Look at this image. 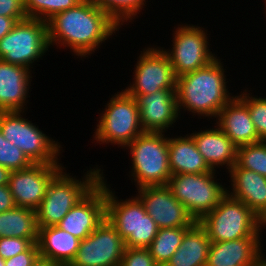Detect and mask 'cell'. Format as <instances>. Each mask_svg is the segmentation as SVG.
Here are the masks:
<instances>
[{"mask_svg": "<svg viewBox=\"0 0 266 266\" xmlns=\"http://www.w3.org/2000/svg\"><path fill=\"white\" fill-rule=\"evenodd\" d=\"M50 48L70 49L74 57L83 60L119 33L121 28L105 11L92 1L59 12L47 21ZM67 47V48H66ZM94 52V53H93Z\"/></svg>", "mask_w": 266, "mask_h": 266, "instance_id": "1", "label": "cell"}, {"mask_svg": "<svg viewBox=\"0 0 266 266\" xmlns=\"http://www.w3.org/2000/svg\"><path fill=\"white\" fill-rule=\"evenodd\" d=\"M219 58L217 56L206 66L177 77L179 112L187 110V113L199 116L198 119L202 116L203 119H214L222 107L236 95L228 90L226 69Z\"/></svg>", "mask_w": 266, "mask_h": 266, "instance_id": "2", "label": "cell"}, {"mask_svg": "<svg viewBox=\"0 0 266 266\" xmlns=\"http://www.w3.org/2000/svg\"><path fill=\"white\" fill-rule=\"evenodd\" d=\"M98 166L90 167L78 179L63 167L52 178L43 200L35 210L38 228L58 225L70 209L101 181L105 174L103 167L101 169Z\"/></svg>", "mask_w": 266, "mask_h": 266, "instance_id": "3", "label": "cell"}, {"mask_svg": "<svg viewBox=\"0 0 266 266\" xmlns=\"http://www.w3.org/2000/svg\"><path fill=\"white\" fill-rule=\"evenodd\" d=\"M166 136L163 132H144L124 148L131 155L128 176L136 189L168 184L172 173Z\"/></svg>", "mask_w": 266, "mask_h": 266, "instance_id": "4", "label": "cell"}, {"mask_svg": "<svg viewBox=\"0 0 266 266\" xmlns=\"http://www.w3.org/2000/svg\"><path fill=\"white\" fill-rule=\"evenodd\" d=\"M106 179V219L115 227L128 248H148L158 226L137 196L121 199ZM113 190V191H112Z\"/></svg>", "mask_w": 266, "mask_h": 266, "instance_id": "5", "label": "cell"}, {"mask_svg": "<svg viewBox=\"0 0 266 266\" xmlns=\"http://www.w3.org/2000/svg\"><path fill=\"white\" fill-rule=\"evenodd\" d=\"M114 94L111 95L98 117L99 120L92 135L93 142L94 145L110 144L124 149L145 131L141 126L136 99L122 89Z\"/></svg>", "mask_w": 266, "mask_h": 266, "instance_id": "6", "label": "cell"}, {"mask_svg": "<svg viewBox=\"0 0 266 266\" xmlns=\"http://www.w3.org/2000/svg\"><path fill=\"white\" fill-rule=\"evenodd\" d=\"M198 223L205 229L211 243L263 237L259 217L242 201L228 194Z\"/></svg>", "mask_w": 266, "mask_h": 266, "instance_id": "7", "label": "cell"}, {"mask_svg": "<svg viewBox=\"0 0 266 266\" xmlns=\"http://www.w3.org/2000/svg\"><path fill=\"white\" fill-rule=\"evenodd\" d=\"M24 114L25 111L0 112V130L4 138L19 147L33 164H62L63 145L46 135Z\"/></svg>", "mask_w": 266, "mask_h": 266, "instance_id": "8", "label": "cell"}, {"mask_svg": "<svg viewBox=\"0 0 266 266\" xmlns=\"http://www.w3.org/2000/svg\"><path fill=\"white\" fill-rule=\"evenodd\" d=\"M49 48L47 22L27 18L18 21L0 40V59L32 71L31 68L42 60Z\"/></svg>", "mask_w": 266, "mask_h": 266, "instance_id": "9", "label": "cell"}, {"mask_svg": "<svg viewBox=\"0 0 266 266\" xmlns=\"http://www.w3.org/2000/svg\"><path fill=\"white\" fill-rule=\"evenodd\" d=\"M218 173L213 170L202 174H174L169 179L167 185L173 196L196 222L211 212L227 194L226 184L216 178Z\"/></svg>", "mask_w": 266, "mask_h": 266, "instance_id": "10", "label": "cell"}, {"mask_svg": "<svg viewBox=\"0 0 266 266\" xmlns=\"http://www.w3.org/2000/svg\"><path fill=\"white\" fill-rule=\"evenodd\" d=\"M198 25L181 22L172 30L174 33L171 49L161 47L167 54L176 77L196 71L217 57L215 52L210 51V34H207V29Z\"/></svg>", "mask_w": 266, "mask_h": 266, "instance_id": "11", "label": "cell"}, {"mask_svg": "<svg viewBox=\"0 0 266 266\" xmlns=\"http://www.w3.org/2000/svg\"><path fill=\"white\" fill-rule=\"evenodd\" d=\"M142 50L133 68L132 83L123 90L128 95H148L160 90L176 89L177 77L162 48L150 45Z\"/></svg>", "mask_w": 266, "mask_h": 266, "instance_id": "12", "label": "cell"}, {"mask_svg": "<svg viewBox=\"0 0 266 266\" xmlns=\"http://www.w3.org/2000/svg\"><path fill=\"white\" fill-rule=\"evenodd\" d=\"M125 250L122 237L105 220L80 241L76 256L68 266H120Z\"/></svg>", "mask_w": 266, "mask_h": 266, "instance_id": "13", "label": "cell"}, {"mask_svg": "<svg viewBox=\"0 0 266 266\" xmlns=\"http://www.w3.org/2000/svg\"><path fill=\"white\" fill-rule=\"evenodd\" d=\"M63 167L61 164H32L26 169L11 171L8 187L15 206L36 210L49 182Z\"/></svg>", "mask_w": 266, "mask_h": 266, "instance_id": "14", "label": "cell"}, {"mask_svg": "<svg viewBox=\"0 0 266 266\" xmlns=\"http://www.w3.org/2000/svg\"><path fill=\"white\" fill-rule=\"evenodd\" d=\"M136 195L158 228L191 227L196 221L174 196L168 185L137 189Z\"/></svg>", "mask_w": 266, "mask_h": 266, "instance_id": "15", "label": "cell"}, {"mask_svg": "<svg viewBox=\"0 0 266 266\" xmlns=\"http://www.w3.org/2000/svg\"><path fill=\"white\" fill-rule=\"evenodd\" d=\"M106 218V178L80 200L57 225L79 240L90 235Z\"/></svg>", "mask_w": 266, "mask_h": 266, "instance_id": "16", "label": "cell"}, {"mask_svg": "<svg viewBox=\"0 0 266 266\" xmlns=\"http://www.w3.org/2000/svg\"><path fill=\"white\" fill-rule=\"evenodd\" d=\"M130 96L137 101L141 126L145 132L167 133L168 129L174 128L173 125L181 117L176 89L160 90L148 95Z\"/></svg>", "mask_w": 266, "mask_h": 266, "instance_id": "17", "label": "cell"}, {"mask_svg": "<svg viewBox=\"0 0 266 266\" xmlns=\"http://www.w3.org/2000/svg\"><path fill=\"white\" fill-rule=\"evenodd\" d=\"M33 71L0 59V112L26 111Z\"/></svg>", "mask_w": 266, "mask_h": 266, "instance_id": "18", "label": "cell"}, {"mask_svg": "<svg viewBox=\"0 0 266 266\" xmlns=\"http://www.w3.org/2000/svg\"><path fill=\"white\" fill-rule=\"evenodd\" d=\"M262 240L261 237H244L211 243L206 266H256L265 256Z\"/></svg>", "mask_w": 266, "mask_h": 266, "instance_id": "19", "label": "cell"}, {"mask_svg": "<svg viewBox=\"0 0 266 266\" xmlns=\"http://www.w3.org/2000/svg\"><path fill=\"white\" fill-rule=\"evenodd\" d=\"M190 135L212 170L224 167L229 171L237 163L238 147L216 123L212 128L195 130Z\"/></svg>", "mask_w": 266, "mask_h": 266, "instance_id": "20", "label": "cell"}, {"mask_svg": "<svg viewBox=\"0 0 266 266\" xmlns=\"http://www.w3.org/2000/svg\"><path fill=\"white\" fill-rule=\"evenodd\" d=\"M227 172L231 183L227 194L242 201L261 219L266 214V177L243 169L237 163Z\"/></svg>", "mask_w": 266, "mask_h": 266, "instance_id": "21", "label": "cell"}, {"mask_svg": "<svg viewBox=\"0 0 266 266\" xmlns=\"http://www.w3.org/2000/svg\"><path fill=\"white\" fill-rule=\"evenodd\" d=\"M213 121L237 146L262 141L250 118L248 107L235 95Z\"/></svg>", "mask_w": 266, "mask_h": 266, "instance_id": "22", "label": "cell"}, {"mask_svg": "<svg viewBox=\"0 0 266 266\" xmlns=\"http://www.w3.org/2000/svg\"><path fill=\"white\" fill-rule=\"evenodd\" d=\"M169 167L174 174H202L213 171L189 134L168 137Z\"/></svg>", "mask_w": 266, "mask_h": 266, "instance_id": "23", "label": "cell"}, {"mask_svg": "<svg viewBox=\"0 0 266 266\" xmlns=\"http://www.w3.org/2000/svg\"><path fill=\"white\" fill-rule=\"evenodd\" d=\"M80 241L57 225L38 228L39 255L59 266H68L71 263L76 256Z\"/></svg>", "mask_w": 266, "mask_h": 266, "instance_id": "24", "label": "cell"}, {"mask_svg": "<svg viewBox=\"0 0 266 266\" xmlns=\"http://www.w3.org/2000/svg\"><path fill=\"white\" fill-rule=\"evenodd\" d=\"M211 241L205 229L195 222L185 233L181 245L164 266H206Z\"/></svg>", "mask_w": 266, "mask_h": 266, "instance_id": "25", "label": "cell"}, {"mask_svg": "<svg viewBox=\"0 0 266 266\" xmlns=\"http://www.w3.org/2000/svg\"><path fill=\"white\" fill-rule=\"evenodd\" d=\"M0 237L38 239L35 210L15 206L0 213Z\"/></svg>", "mask_w": 266, "mask_h": 266, "instance_id": "26", "label": "cell"}, {"mask_svg": "<svg viewBox=\"0 0 266 266\" xmlns=\"http://www.w3.org/2000/svg\"><path fill=\"white\" fill-rule=\"evenodd\" d=\"M190 227L159 228L157 235L147 248L158 266H164L174 255L186 231Z\"/></svg>", "mask_w": 266, "mask_h": 266, "instance_id": "27", "label": "cell"}, {"mask_svg": "<svg viewBox=\"0 0 266 266\" xmlns=\"http://www.w3.org/2000/svg\"><path fill=\"white\" fill-rule=\"evenodd\" d=\"M105 11L121 28L133 23L142 10L147 7V0H91ZM146 6V7H145ZM144 8V9H143ZM128 23V24H127Z\"/></svg>", "mask_w": 266, "mask_h": 266, "instance_id": "28", "label": "cell"}, {"mask_svg": "<svg viewBox=\"0 0 266 266\" xmlns=\"http://www.w3.org/2000/svg\"><path fill=\"white\" fill-rule=\"evenodd\" d=\"M78 0H23L28 18L47 22L55 14L75 7Z\"/></svg>", "mask_w": 266, "mask_h": 266, "instance_id": "29", "label": "cell"}, {"mask_svg": "<svg viewBox=\"0 0 266 266\" xmlns=\"http://www.w3.org/2000/svg\"><path fill=\"white\" fill-rule=\"evenodd\" d=\"M237 164L266 177V141L239 146Z\"/></svg>", "mask_w": 266, "mask_h": 266, "instance_id": "30", "label": "cell"}, {"mask_svg": "<svg viewBox=\"0 0 266 266\" xmlns=\"http://www.w3.org/2000/svg\"><path fill=\"white\" fill-rule=\"evenodd\" d=\"M248 88L236 96L248 107L250 118L259 138L266 141V97L252 95ZM250 92V93H249Z\"/></svg>", "mask_w": 266, "mask_h": 266, "instance_id": "31", "label": "cell"}, {"mask_svg": "<svg viewBox=\"0 0 266 266\" xmlns=\"http://www.w3.org/2000/svg\"><path fill=\"white\" fill-rule=\"evenodd\" d=\"M32 164L19 147L4 138L0 130V165L10 171H17L26 169Z\"/></svg>", "mask_w": 266, "mask_h": 266, "instance_id": "32", "label": "cell"}, {"mask_svg": "<svg viewBox=\"0 0 266 266\" xmlns=\"http://www.w3.org/2000/svg\"><path fill=\"white\" fill-rule=\"evenodd\" d=\"M37 239L0 237V256L5 260L26 251Z\"/></svg>", "mask_w": 266, "mask_h": 266, "instance_id": "33", "label": "cell"}, {"mask_svg": "<svg viewBox=\"0 0 266 266\" xmlns=\"http://www.w3.org/2000/svg\"><path fill=\"white\" fill-rule=\"evenodd\" d=\"M120 266H158L147 248L125 247Z\"/></svg>", "mask_w": 266, "mask_h": 266, "instance_id": "34", "label": "cell"}, {"mask_svg": "<svg viewBox=\"0 0 266 266\" xmlns=\"http://www.w3.org/2000/svg\"><path fill=\"white\" fill-rule=\"evenodd\" d=\"M0 16L15 18L17 21L28 18L23 0H0Z\"/></svg>", "mask_w": 266, "mask_h": 266, "instance_id": "35", "label": "cell"}, {"mask_svg": "<svg viewBox=\"0 0 266 266\" xmlns=\"http://www.w3.org/2000/svg\"><path fill=\"white\" fill-rule=\"evenodd\" d=\"M38 256V245L33 243L26 251L5 259V266H32Z\"/></svg>", "mask_w": 266, "mask_h": 266, "instance_id": "36", "label": "cell"}, {"mask_svg": "<svg viewBox=\"0 0 266 266\" xmlns=\"http://www.w3.org/2000/svg\"><path fill=\"white\" fill-rule=\"evenodd\" d=\"M15 207V203L8 185L0 186V213Z\"/></svg>", "mask_w": 266, "mask_h": 266, "instance_id": "37", "label": "cell"}, {"mask_svg": "<svg viewBox=\"0 0 266 266\" xmlns=\"http://www.w3.org/2000/svg\"><path fill=\"white\" fill-rule=\"evenodd\" d=\"M17 22L15 18L0 16V40L13 29Z\"/></svg>", "mask_w": 266, "mask_h": 266, "instance_id": "38", "label": "cell"}, {"mask_svg": "<svg viewBox=\"0 0 266 266\" xmlns=\"http://www.w3.org/2000/svg\"><path fill=\"white\" fill-rule=\"evenodd\" d=\"M32 266H59V265L49 260L48 258L39 255L33 262Z\"/></svg>", "mask_w": 266, "mask_h": 266, "instance_id": "39", "label": "cell"}, {"mask_svg": "<svg viewBox=\"0 0 266 266\" xmlns=\"http://www.w3.org/2000/svg\"><path fill=\"white\" fill-rule=\"evenodd\" d=\"M11 171L0 165V186L8 185Z\"/></svg>", "mask_w": 266, "mask_h": 266, "instance_id": "40", "label": "cell"}, {"mask_svg": "<svg viewBox=\"0 0 266 266\" xmlns=\"http://www.w3.org/2000/svg\"><path fill=\"white\" fill-rule=\"evenodd\" d=\"M261 228L266 229V214L260 219Z\"/></svg>", "mask_w": 266, "mask_h": 266, "instance_id": "41", "label": "cell"}, {"mask_svg": "<svg viewBox=\"0 0 266 266\" xmlns=\"http://www.w3.org/2000/svg\"><path fill=\"white\" fill-rule=\"evenodd\" d=\"M256 266H266V256H264L257 264Z\"/></svg>", "mask_w": 266, "mask_h": 266, "instance_id": "42", "label": "cell"}, {"mask_svg": "<svg viewBox=\"0 0 266 266\" xmlns=\"http://www.w3.org/2000/svg\"><path fill=\"white\" fill-rule=\"evenodd\" d=\"M0 266H5V260L0 256Z\"/></svg>", "mask_w": 266, "mask_h": 266, "instance_id": "43", "label": "cell"}, {"mask_svg": "<svg viewBox=\"0 0 266 266\" xmlns=\"http://www.w3.org/2000/svg\"><path fill=\"white\" fill-rule=\"evenodd\" d=\"M79 2H86V1H91V0H78Z\"/></svg>", "mask_w": 266, "mask_h": 266, "instance_id": "44", "label": "cell"}, {"mask_svg": "<svg viewBox=\"0 0 266 266\" xmlns=\"http://www.w3.org/2000/svg\"><path fill=\"white\" fill-rule=\"evenodd\" d=\"M264 1H265V2H264V3H265V6H266V0H264ZM264 8L266 9V7H264ZM264 12H265V15H266V11H265V10H264Z\"/></svg>", "mask_w": 266, "mask_h": 266, "instance_id": "45", "label": "cell"}]
</instances>
